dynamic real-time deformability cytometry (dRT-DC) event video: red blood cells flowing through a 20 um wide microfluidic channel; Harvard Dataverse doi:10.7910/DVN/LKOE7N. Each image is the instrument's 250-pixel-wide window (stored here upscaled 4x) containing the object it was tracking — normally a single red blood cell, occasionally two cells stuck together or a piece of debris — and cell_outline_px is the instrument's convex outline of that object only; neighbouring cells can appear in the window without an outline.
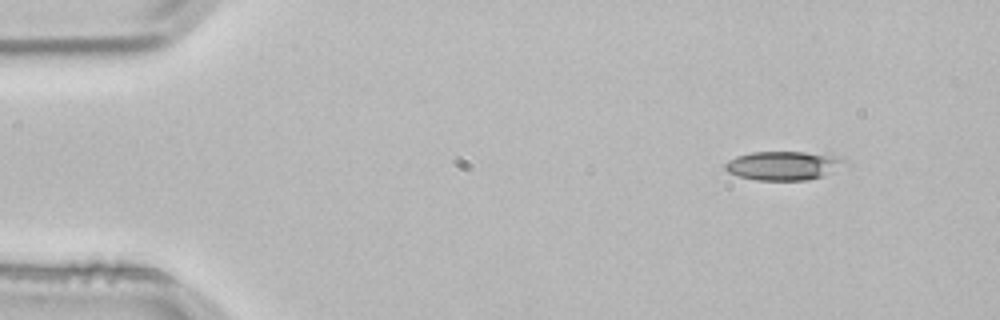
{"species": "common noctule bat (a hibernating species)", "species_latin": "Nyctalus noctula", "temperature_condition": "room temperature", "stored_images_in_passage": 3, "segment_of_instrument_passage": [1, 2], "camera_frame_rate_fps": 3000, "um_per_image_px": 0.085, "animal": {"sex": "male", "body_mass_g": 21.5, "forearm_length_mm": 52.0}, "frame": {"image": 1, "passage_image": 1, "time_ms": 0.0, "image_size_px": [1000, 320], "cell_outline_px": [[852, 164], [820, 176], [808, 180], [756, 180], [740, 176], [728, 172], [724, 168], [724, 164], [728, 160], [736, 156], [752, 152], [804, 152], [836, 156], [848, 160]], "centroid_in_image_um": [66.63, 14.07], "position_along_channel_um": 18.4, "area_um2": 20.23}}
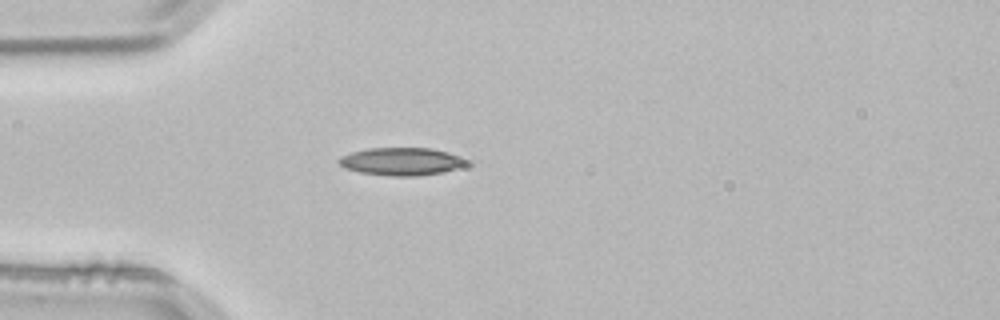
{"frame": {"image": 2, "passage_image": 2, "time_ms": 0.333, "image_size_px": [1000, 320], "cell_outline_px": [[472, 164], [444, 172], [416, 176], [392, 176], [360, 172], [344, 168], [336, 160], [340, 156], [352, 152], [368, 148], [432, 148], [468, 156], [472, 160]], "centroid_in_image_um": [34.26, 13.71], "position_along_channel_um": 50.7, "area_um2": 21.27}}